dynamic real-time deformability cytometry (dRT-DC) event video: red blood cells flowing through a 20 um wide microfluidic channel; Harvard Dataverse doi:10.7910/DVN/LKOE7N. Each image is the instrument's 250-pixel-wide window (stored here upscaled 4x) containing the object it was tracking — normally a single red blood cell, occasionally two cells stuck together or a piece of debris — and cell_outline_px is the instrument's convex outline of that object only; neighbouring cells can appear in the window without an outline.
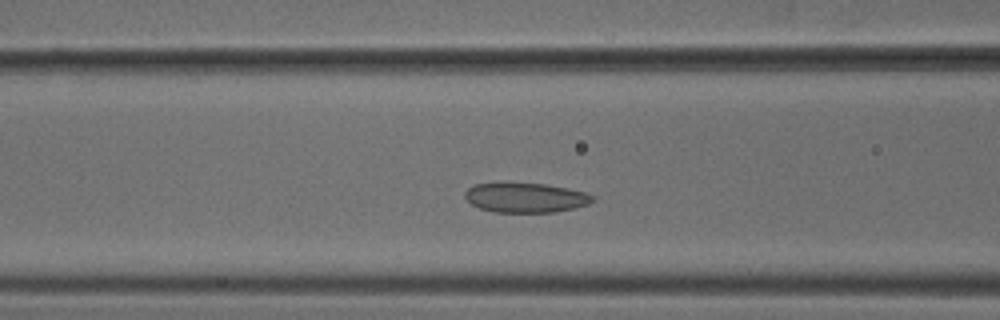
{"species": "common noctule bat (a hibernating species)", "species_latin": "Nyctalus noctula", "temperature_condition": "cold", "stored_images_in_passage": 44, "camera_frame_rate_fps": 3000, "um_per_image_px": 0.085, "animal": {"sex": "male", "body_mass_g": 18.8}, "frame": {"image": 1, "passage_image": 13, "time_ms": 4.0, "image_size_px": [1000, 320], "cell_outline_px": [[596, 200], [588, 204], [576, 208], [552, 212], [496, 212], [480, 208], [472, 204], [464, 196], [464, 192], [472, 184], [544, 184], [584, 192], [596, 196]], "centroid_in_image_um": [44.7, 16.81], "position_along_channel_um": 121.9, "area_um2": 21.73}}
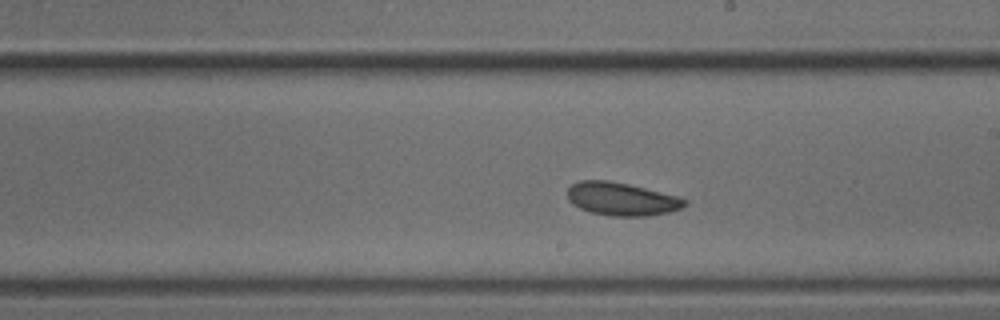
{"frame": {"image": 2, "passage_image": 22, "time_ms": 7.0, "image_size_px": [1000, 320], "cell_outline_px": [[688, 204], [672, 212], [648, 216], [608, 216], [592, 212], [580, 208], [572, 204], [568, 200], [568, 188], [572, 184], [580, 180], [608, 180], [628, 184], [676, 196], [688, 200]], "centroid_in_image_um": [52.83, 16.92], "position_along_channel_um": 236.2, "area_um2": 22.6}}
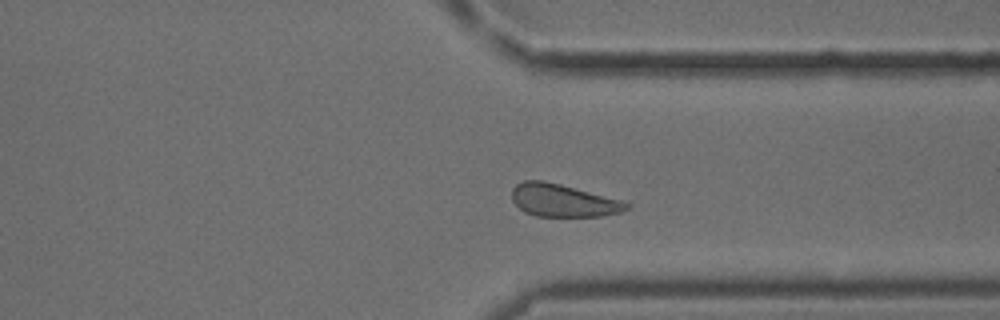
{"frame": {"image": 3, "passage_image": 32, "time_ms": 10.333, "image_size_px": [1000, 320], "cell_outline_px": [[628, 208], [620, 212], [604, 216], [536, 216], [524, 212], [512, 200], [512, 188], [516, 184], [524, 180], [544, 180], [560, 184], [620, 200], [628, 204]], "centroid_in_image_um": [47.8, 17.04], "position_along_channel_um": 363.6, "area_um2": 21.56}, "authors_computed_cell_mechanics": {"area_um2": 22.3975, "velocity_mm_per_s": 3.8106, "shape_relaxation_time_tau1_ms": null, "shape_relaxation_time_tau2_ms": 2.397, "deformation_change_tau1": null, "deformation_change_tau2": 0.0623}}